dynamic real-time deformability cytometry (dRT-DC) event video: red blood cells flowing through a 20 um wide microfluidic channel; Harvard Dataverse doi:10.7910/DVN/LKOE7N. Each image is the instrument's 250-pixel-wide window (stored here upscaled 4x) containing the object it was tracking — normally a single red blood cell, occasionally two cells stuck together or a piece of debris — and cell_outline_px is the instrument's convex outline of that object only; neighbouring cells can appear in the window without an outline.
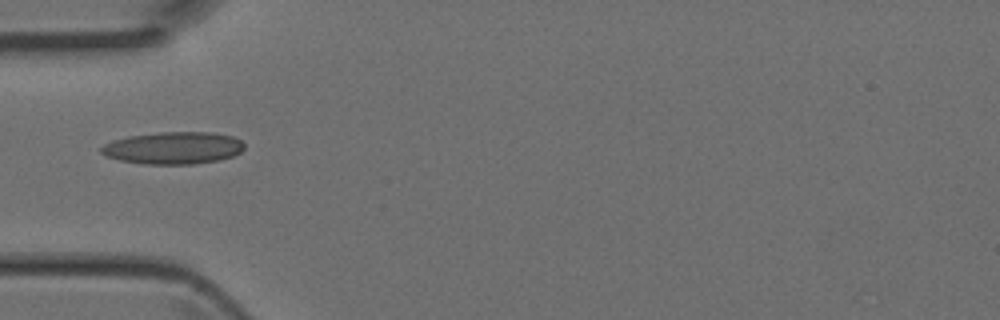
{"species": "Egyptian fruit bat (a non-hibernating species)", "species_latin": "Rousettus aegyptiacus", "temperature_condition": "room temperature", "stored_images_in_passage": 2, "camera_frame_rate_fps": 3000, "um_per_image_px": 0.085, "animal": {"sex": "female"}, "frame": {"image": 1, "passage_image": 1, "time_ms": 0.0, "image_size_px": [1000, 320], "cell_outline_px": [[244, 148], [240, 152], [232, 156], [216, 160], [196, 164], [144, 164], [120, 160], [108, 156], [100, 152], [100, 148], [104, 144], [112, 140], [128, 136], [160, 132], [212, 132], [232, 136], [240, 140], [244, 144]], "centroid_in_image_um": [14.72, 12.57], "position_along_channel_um": 70.3, "area_um2": 26.82}}
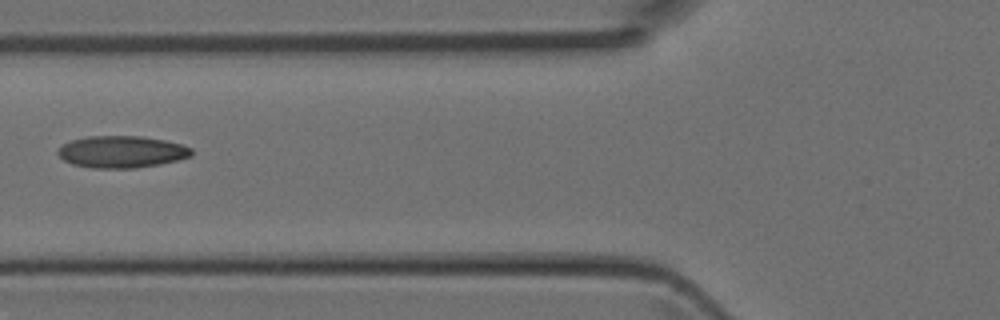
{"frame": {"image": 2, "passage_image": 2, "time_ms": 0.333, "image_size_px": [1000, 320], "cell_outline_px": [[192, 156], [160, 164], [136, 168], [92, 168], [72, 164], [64, 160], [56, 152], [64, 144], [72, 140], [88, 136], [140, 136], [164, 140], [180, 144], [192, 148]], "centroid_in_image_um": [10.34, 12.91], "position_along_channel_um": 115.5, "area_um2": 24.74}}